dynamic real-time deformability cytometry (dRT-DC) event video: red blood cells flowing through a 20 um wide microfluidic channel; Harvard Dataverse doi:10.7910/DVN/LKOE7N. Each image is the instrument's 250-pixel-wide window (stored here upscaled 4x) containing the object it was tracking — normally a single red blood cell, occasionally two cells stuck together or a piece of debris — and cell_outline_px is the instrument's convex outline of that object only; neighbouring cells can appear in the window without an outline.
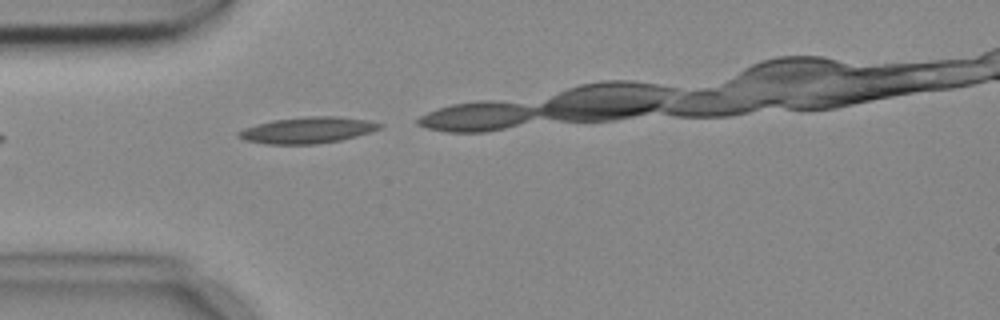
{"species": "common noctule bat (a hibernating species)", "species_latin": "Nyctalus noctula", "temperature_condition": "cold", "stored_images_in_passage": 4, "camera_frame_rate_fps": 3000, "um_per_image_px": 0.085, "animal": {"sex": "female", "body_mass_g": 18.4}, "frame": {"image": 1, "passage_image": 1, "time_ms": 0.0, "image_size_px": [1000, 320], "cell_outline_px": [[384, 124], [380, 128], [356, 136], [340, 140], [316, 144], [268, 144], [244, 140], [236, 136], [236, 132], [244, 128], [256, 124], [272, 120], [308, 116], [336, 116], [368, 120]], "centroid_in_image_um": [26.1, 11.06], "position_along_channel_um": 58.9, "area_um2": 21.56}}